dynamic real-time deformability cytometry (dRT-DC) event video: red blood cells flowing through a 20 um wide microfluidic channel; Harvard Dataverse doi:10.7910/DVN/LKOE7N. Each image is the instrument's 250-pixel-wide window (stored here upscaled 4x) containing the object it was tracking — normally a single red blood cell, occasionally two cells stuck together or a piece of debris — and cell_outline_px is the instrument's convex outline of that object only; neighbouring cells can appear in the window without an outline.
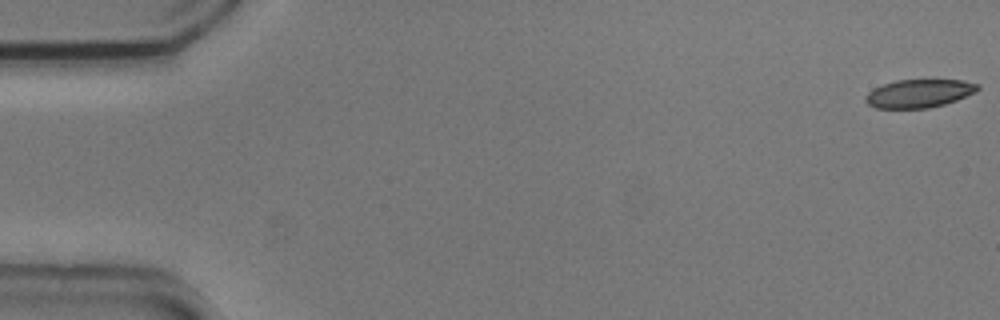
{"species": "common noctule bat (a hibernating species)", "species_latin": "Nyctalus noctula", "temperature_condition": "cold", "stored_images_in_passage": 55, "camera_frame_rate_fps": 3000, "um_per_image_px": 0.085, "animal": {"sex": "male", "body_mass_g": 20.5, "forearm_length_mm": 52.5}, "frame": {"image": 1, "passage_image": 1, "time_ms": 0.0, "image_size_px": [1000, 320], "cell_outline_px": [[980, 88], [976, 92], [956, 100], [944, 104], [928, 108], [876, 108], [868, 104], [864, 100], [868, 92], [884, 84], [896, 80], [964, 80], [980, 84]], "centroid_in_image_um": [78.15, 7.94], "position_along_channel_um": 6.8, "area_um2": 18.38}}
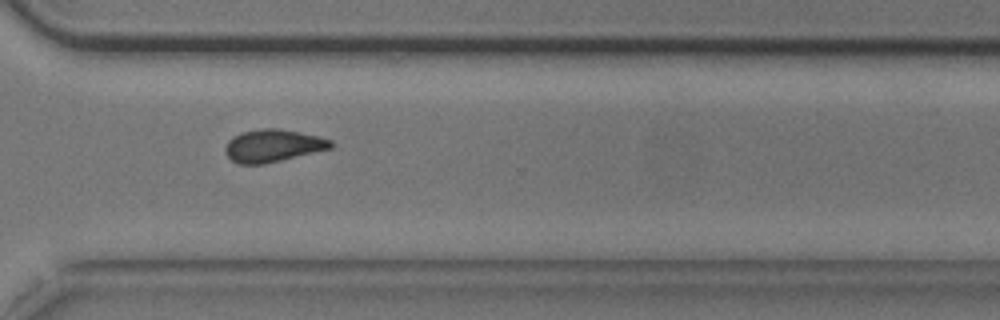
{"frame": {"image": 2, "passage_image": 40, "time_ms": 13.0, "image_size_px": [1000, 320], "cell_outline_px": [[332, 148], [264, 164], [240, 164], [232, 160], [224, 152], [224, 148], [228, 140], [232, 136], [240, 132], [260, 128], [276, 128], [316, 136], [332, 140]], "centroid_in_image_um": [23.14, 12.38], "position_along_channel_um": 347.5, "area_um2": 19.88}}
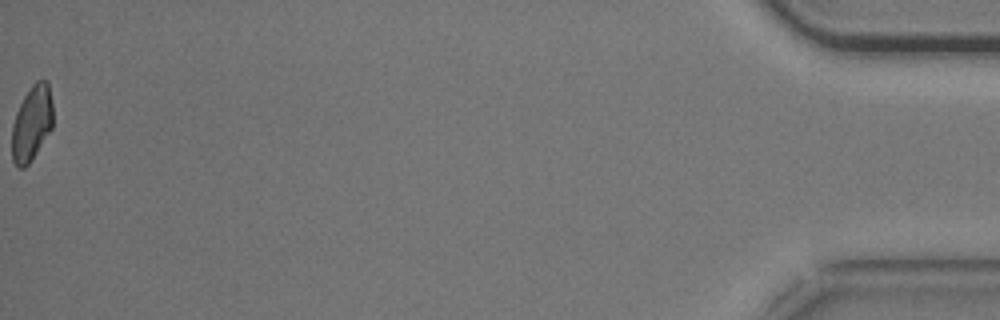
{"frame": {"image": 3, "passage_image": 55, "time_ms": 18.0, "image_size_px": [1000, 320], "cell_outline_px": [[52, 128], [32, 160], [24, 168], [16, 168], [12, 160], [12, 124], [16, 112], [24, 96], [32, 84], [36, 80], [48, 80], [52, 100]], "centroid_in_image_um": [2.7, 10.48], "position_along_channel_um": 432.5, "area_um2": 18.21}}